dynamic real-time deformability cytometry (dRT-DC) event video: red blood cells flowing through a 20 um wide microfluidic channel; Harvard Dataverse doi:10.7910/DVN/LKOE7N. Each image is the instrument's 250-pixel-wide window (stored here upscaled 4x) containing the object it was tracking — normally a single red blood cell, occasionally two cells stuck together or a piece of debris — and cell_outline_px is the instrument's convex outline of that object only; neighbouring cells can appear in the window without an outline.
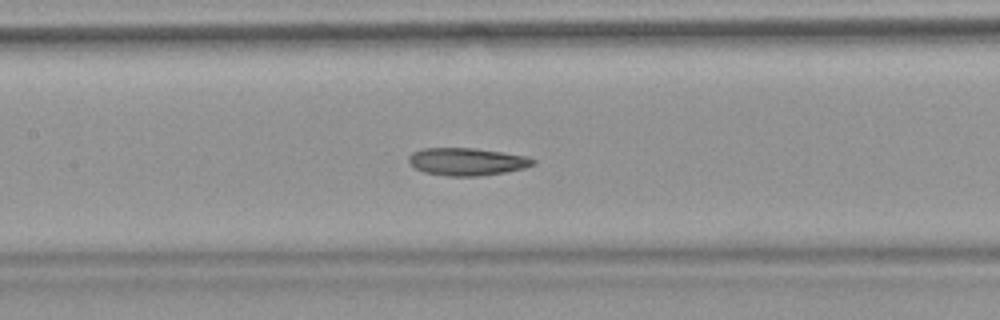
{"species": "common noctule bat (a hibernating species)", "species_latin": "Nyctalus noctula", "temperature_condition": "warm", "stored_images_in_passage": 51, "camera_frame_rate_fps": 3000, "um_per_image_px": 0.085, "animal": {"sex": "female", "body_mass_g": 18.4}, "frame": {"image": 1, "passage_image": 22, "time_ms": 7.0, "image_size_px": [1000, 320], "cell_outline_px": [[536, 164], [524, 168], [504, 172], [480, 176], [448, 176], [424, 172], [416, 168], [408, 160], [408, 156], [412, 152], [424, 148], [476, 148], [528, 156], [536, 160]], "centroid_in_image_um": [39.72, 13.73], "position_along_channel_um": 167.7, "area_um2": 20.0}}
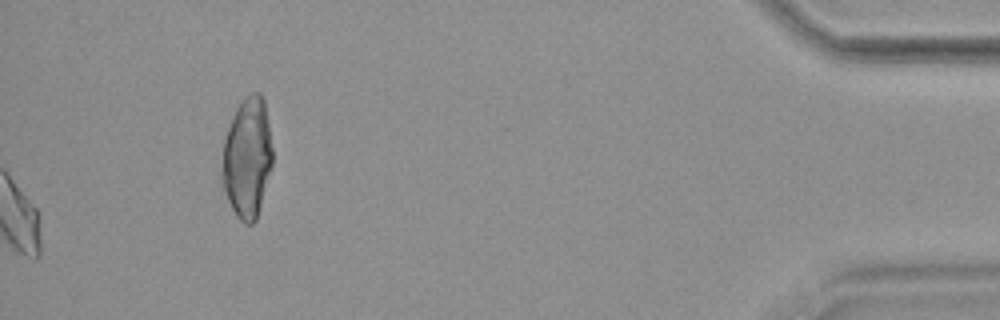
{"frame": {"image": 2, "passage_image": 51, "time_ms": 16.667, "image_size_px": [1000, 320], "cell_outline_px": [[272, 168], [256, 220], [252, 224], [244, 224], [236, 216], [228, 200], [220, 180], [220, 176], [224, 140], [232, 116], [236, 108], [244, 96], [248, 92], [260, 92], [264, 100], [272, 148]], "centroid_in_image_um": [21.0, 13.42], "position_along_channel_um": 414.2, "area_um2": 35.78}, "authors_computed_cell_mechanics": {"area_um2": 20.6924, "velocity_mm_per_s": 3.8045, "shape_relaxation_time_tau1_ms": null, "shape_relaxation_time_tau2_ms": 3.8366, "deformation_change_tau1": null, "deformation_change_tau2": 0.1115}}